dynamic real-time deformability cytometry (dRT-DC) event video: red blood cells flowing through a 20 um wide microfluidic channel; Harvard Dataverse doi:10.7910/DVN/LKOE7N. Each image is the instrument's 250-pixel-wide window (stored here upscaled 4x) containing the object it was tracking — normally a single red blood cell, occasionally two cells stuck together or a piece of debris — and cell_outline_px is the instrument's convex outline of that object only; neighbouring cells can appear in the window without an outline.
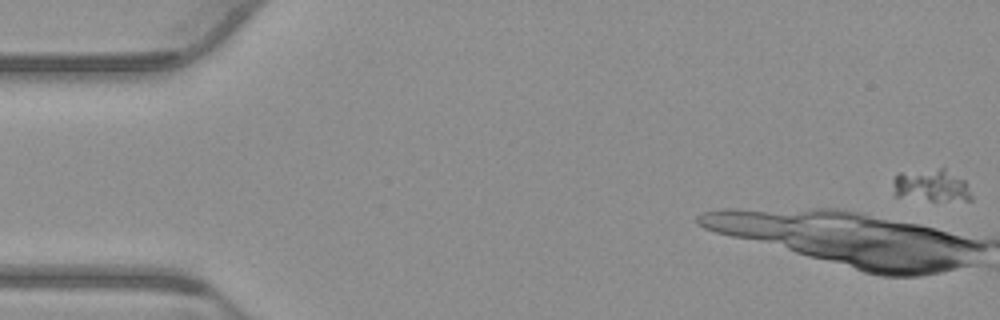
{"species": "common noctule bat (a hibernating species)", "species_latin": "Nyctalus noctula", "temperature_condition": "warm", "stored_images_in_passage": 9, "camera_frame_rate_fps": 3000, "um_per_image_px": 0.085, "animal": {"sex": "male", "body_mass_g": 23.1, "forearm_length_mm": 52.7}, "frame": {"image": 1, "passage_image": 1, "time_ms": 0.0, "image_size_px": [1000, 320], "cell_outline_px": [[972, 200], [932, 200], [896, 196], [892, 184], [892, 180], [896, 172], [940, 168], [944, 168], [964, 180], [968, 184], [972, 196]], "centroid_in_image_um": [79.14, 15.74], "position_along_channel_um": 5.9, "area_um2": 14.91}}